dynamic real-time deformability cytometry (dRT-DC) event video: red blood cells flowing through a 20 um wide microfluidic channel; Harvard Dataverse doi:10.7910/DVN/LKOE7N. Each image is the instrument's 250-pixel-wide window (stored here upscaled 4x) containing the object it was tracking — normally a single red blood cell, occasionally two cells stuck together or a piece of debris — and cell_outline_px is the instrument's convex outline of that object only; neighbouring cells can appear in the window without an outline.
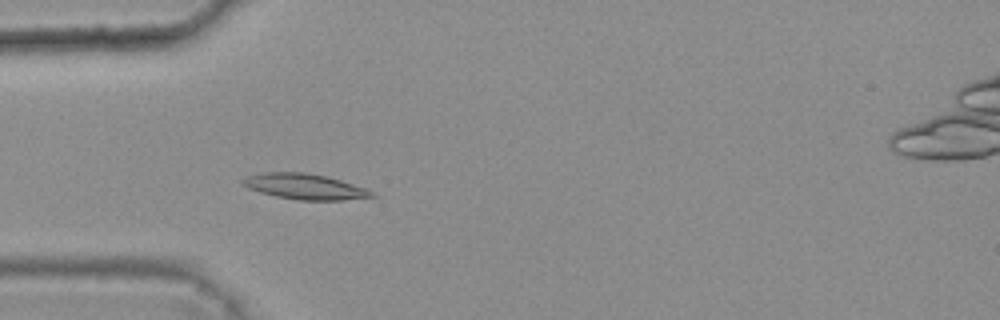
{"species": "common noctule bat (a hibernating species)", "species_latin": "Nyctalus noctula", "temperature_condition": "warm", "stored_images_in_passage": 4, "camera_frame_rate_fps": 3000, "um_per_image_px": 0.085, "animal": {"sex": "female", "body_mass_g": 25.1}, "frame": {"image": 1, "passage_image": 4, "time_ms": 1.0, "image_size_px": [1000, 320], "cell_outline_px": [[376, 196], [344, 200], [296, 200], [276, 196], [260, 192], [248, 188], [240, 184], [240, 180], [248, 176], [264, 172], [304, 172], [328, 176], [364, 188], [372, 192]], "centroid_in_image_um": [25.85, 15.85], "position_along_channel_um": 59.1, "area_um2": 19.19}}